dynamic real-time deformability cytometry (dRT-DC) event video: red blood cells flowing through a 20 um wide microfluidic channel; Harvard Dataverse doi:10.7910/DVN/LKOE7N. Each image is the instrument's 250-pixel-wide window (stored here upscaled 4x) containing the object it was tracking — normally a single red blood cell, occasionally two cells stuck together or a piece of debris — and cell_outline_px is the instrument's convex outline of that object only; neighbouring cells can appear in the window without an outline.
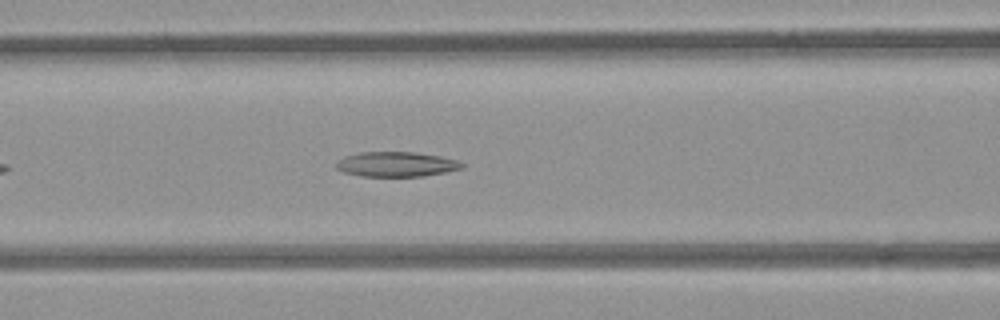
{"species": "common noctule bat (a hibernating species)", "species_latin": "Nyctalus noctula", "temperature_condition": "room temperature", "stored_images_in_passage": 13, "camera_frame_rate_fps": 3000, "um_per_image_px": 0.085, "animal": {"sex": "female", "body_mass_g": 21.9}, "frame": {"image": 1, "passage_image": 10, "time_ms": 3.0, "image_size_px": [1000, 320], "cell_outline_px": [[464, 168], [424, 176], [360, 176], [344, 172], [336, 168], [336, 160], [344, 156], [360, 152], [412, 152], [440, 156], [456, 160], [464, 164]], "centroid_in_image_um": [33.65, 13.96], "position_along_channel_um": 132.9, "area_um2": 18.21}}